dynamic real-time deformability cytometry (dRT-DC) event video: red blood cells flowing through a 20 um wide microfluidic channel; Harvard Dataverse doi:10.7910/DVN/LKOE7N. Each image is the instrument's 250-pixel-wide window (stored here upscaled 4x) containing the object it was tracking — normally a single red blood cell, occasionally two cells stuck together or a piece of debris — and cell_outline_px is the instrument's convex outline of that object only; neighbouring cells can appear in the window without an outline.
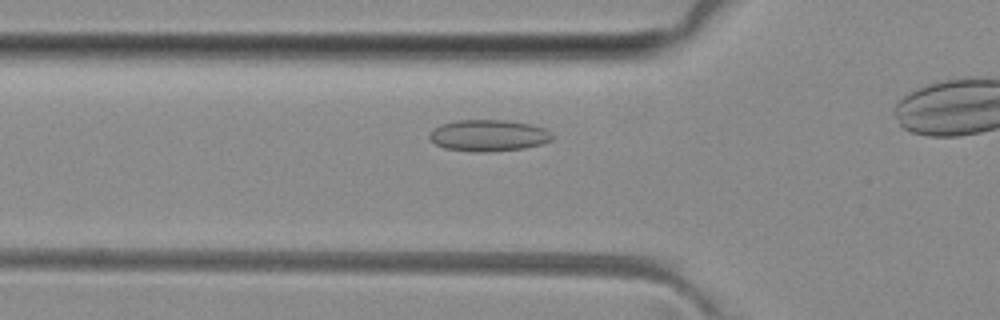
{"species": "common noctule bat (a hibernating species)", "species_latin": "Nyctalus noctula", "temperature_condition": "room temperature", "stored_images_in_passage": 5, "camera_frame_rate_fps": 3000, "um_per_image_px": 0.085, "animal": {"sex": "female", "body_mass_g": 29.2, "forearm_length_mm": 56.3}, "frame": {"image": 1, "passage_image": 4, "time_ms": 5.0, "image_size_px": [1000, 320], "cell_outline_px": [[552, 140], [540, 144], [524, 148], [488, 152], [472, 152], [444, 148], [436, 144], [428, 136], [440, 124], [456, 120], [504, 120], [528, 124], [544, 128], [552, 132]], "centroid_in_image_um": [41.52, 11.52], "position_along_channel_um": 84.3, "area_um2": 22.43}}